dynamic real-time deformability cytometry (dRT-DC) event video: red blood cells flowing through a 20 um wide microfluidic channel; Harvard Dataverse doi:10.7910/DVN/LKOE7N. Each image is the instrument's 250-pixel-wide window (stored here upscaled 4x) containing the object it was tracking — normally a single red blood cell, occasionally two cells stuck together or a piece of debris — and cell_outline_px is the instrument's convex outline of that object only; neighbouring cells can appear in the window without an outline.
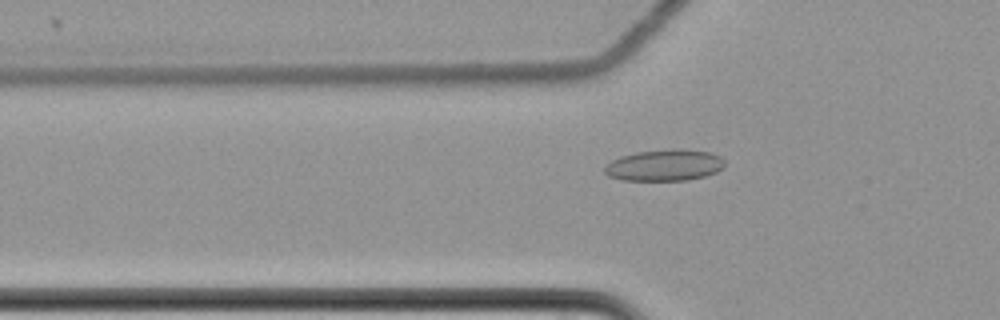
{"species": "common noctule bat (a hibernating species)", "species_latin": "Nyctalus noctula", "temperature_condition": "cold", "stored_images_in_passage": 60, "camera_frame_rate_fps": 3000, "um_per_image_px": 0.085, "animal": {"sex": "female", "body_mass_g": 22.7, "forearm_length_mm": 54.2}, "frame": {"image": 1, "passage_image": 21, "time_ms": 6.667, "image_size_px": [1000, 320], "cell_outline_px": [[724, 168], [716, 172], [704, 176], [688, 180], [620, 180], [608, 176], [604, 172], [604, 168], [612, 160], [620, 156], [636, 152], [672, 148], [680, 148], [712, 152], [720, 156], [724, 160]], "centroid_in_image_um": [56.5, 14.03], "position_along_channel_um": 69.3, "area_um2": 22.25}}
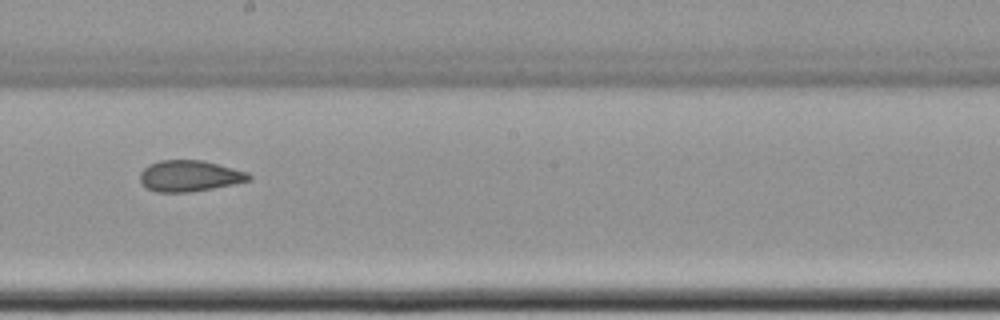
{"frame": {"image": 2, "passage_image": 35, "time_ms": 11.333, "image_size_px": [1000, 320], "cell_outline_px": [[252, 180], [212, 188], [188, 192], [156, 192], [148, 188], [140, 180], [140, 172], [148, 164], [160, 160], [204, 160], [248, 172], [252, 176]], "centroid_in_image_um": [16.12, 14.94], "position_along_channel_um": 232.1, "area_um2": 19.71}}
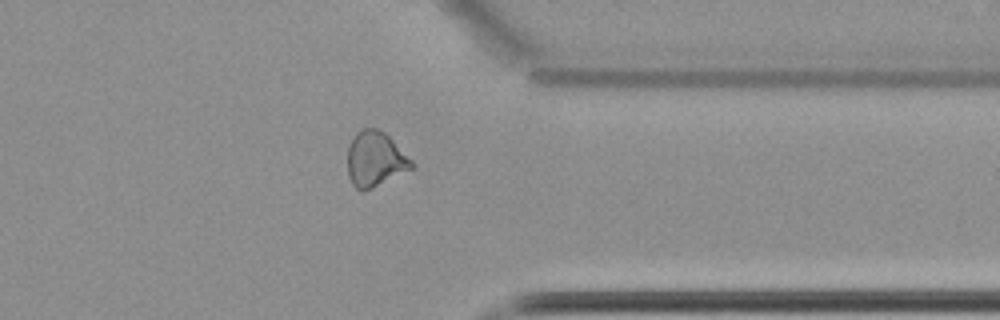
{"frame": {"image": 3, "passage_image": 48, "time_ms": 15.667, "image_size_px": [1000, 320], "cell_outline_px": [[416, 168], [364, 192], [356, 188], [352, 184], [348, 176], [348, 148], [356, 132], [360, 128], [376, 128], [384, 132], [416, 164]], "centroid_in_image_um": [31.91, 13.55], "position_along_channel_um": 379.5, "area_um2": 20.81}, "authors_computed_cell_mechanics": {"area_um2": 21.2415, "velocity_mm_per_s": 3.5095, "shape_relaxation_time_tau1_ms": null, "shape_relaxation_time_tau2_ms": 2.8562, "deformation_change_tau1": null, "deformation_change_tau2": 0.0843}}